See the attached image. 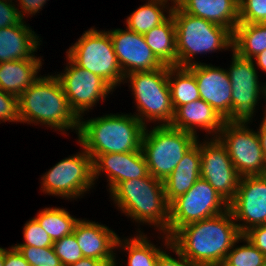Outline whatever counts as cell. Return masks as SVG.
Here are the masks:
<instances>
[{
	"mask_svg": "<svg viewBox=\"0 0 266 266\" xmlns=\"http://www.w3.org/2000/svg\"><path fill=\"white\" fill-rule=\"evenodd\" d=\"M4 265V249L0 247V266Z\"/></svg>",
	"mask_w": 266,
	"mask_h": 266,
	"instance_id": "obj_45",
	"label": "cell"
},
{
	"mask_svg": "<svg viewBox=\"0 0 266 266\" xmlns=\"http://www.w3.org/2000/svg\"><path fill=\"white\" fill-rule=\"evenodd\" d=\"M233 220L241 235L253 227L266 224V175L240 177L235 198L229 203ZM248 223V224H247Z\"/></svg>",
	"mask_w": 266,
	"mask_h": 266,
	"instance_id": "obj_15",
	"label": "cell"
},
{
	"mask_svg": "<svg viewBox=\"0 0 266 266\" xmlns=\"http://www.w3.org/2000/svg\"><path fill=\"white\" fill-rule=\"evenodd\" d=\"M3 266H30L20 252L13 246L11 249H4Z\"/></svg>",
	"mask_w": 266,
	"mask_h": 266,
	"instance_id": "obj_40",
	"label": "cell"
},
{
	"mask_svg": "<svg viewBox=\"0 0 266 266\" xmlns=\"http://www.w3.org/2000/svg\"><path fill=\"white\" fill-rule=\"evenodd\" d=\"M233 215L227 211L179 228L171 244L188 260L201 266H221L242 235Z\"/></svg>",
	"mask_w": 266,
	"mask_h": 266,
	"instance_id": "obj_1",
	"label": "cell"
},
{
	"mask_svg": "<svg viewBox=\"0 0 266 266\" xmlns=\"http://www.w3.org/2000/svg\"><path fill=\"white\" fill-rule=\"evenodd\" d=\"M168 84L174 110L200 98L195 76L186 67L168 66Z\"/></svg>",
	"mask_w": 266,
	"mask_h": 266,
	"instance_id": "obj_27",
	"label": "cell"
},
{
	"mask_svg": "<svg viewBox=\"0 0 266 266\" xmlns=\"http://www.w3.org/2000/svg\"><path fill=\"white\" fill-rule=\"evenodd\" d=\"M53 248L56 255L59 257L62 266L76 263L78 260L84 258L76 236L73 233L55 241L53 243Z\"/></svg>",
	"mask_w": 266,
	"mask_h": 266,
	"instance_id": "obj_33",
	"label": "cell"
},
{
	"mask_svg": "<svg viewBox=\"0 0 266 266\" xmlns=\"http://www.w3.org/2000/svg\"><path fill=\"white\" fill-rule=\"evenodd\" d=\"M232 55L233 62L227 71L232 85V121L248 122L255 112L260 92L266 97V86H259L253 60L242 58L234 51Z\"/></svg>",
	"mask_w": 266,
	"mask_h": 266,
	"instance_id": "obj_14",
	"label": "cell"
},
{
	"mask_svg": "<svg viewBox=\"0 0 266 266\" xmlns=\"http://www.w3.org/2000/svg\"><path fill=\"white\" fill-rule=\"evenodd\" d=\"M171 14L176 28L177 67L193 65L196 54L233 47V33L228 28L189 15L177 5Z\"/></svg>",
	"mask_w": 266,
	"mask_h": 266,
	"instance_id": "obj_5",
	"label": "cell"
},
{
	"mask_svg": "<svg viewBox=\"0 0 266 266\" xmlns=\"http://www.w3.org/2000/svg\"><path fill=\"white\" fill-rule=\"evenodd\" d=\"M186 67L197 81L200 98L209 103L225 121H232V85L222 68L195 63Z\"/></svg>",
	"mask_w": 266,
	"mask_h": 266,
	"instance_id": "obj_17",
	"label": "cell"
},
{
	"mask_svg": "<svg viewBox=\"0 0 266 266\" xmlns=\"http://www.w3.org/2000/svg\"><path fill=\"white\" fill-rule=\"evenodd\" d=\"M105 171L108 175L110 192L125 180L139 179L149 175L142 150L124 153L99 154L93 160V179ZM98 175V176H97Z\"/></svg>",
	"mask_w": 266,
	"mask_h": 266,
	"instance_id": "obj_18",
	"label": "cell"
},
{
	"mask_svg": "<svg viewBox=\"0 0 266 266\" xmlns=\"http://www.w3.org/2000/svg\"><path fill=\"white\" fill-rule=\"evenodd\" d=\"M145 125L134 115H106L79 121L78 140L94 160L99 154L141 150Z\"/></svg>",
	"mask_w": 266,
	"mask_h": 266,
	"instance_id": "obj_2",
	"label": "cell"
},
{
	"mask_svg": "<svg viewBox=\"0 0 266 266\" xmlns=\"http://www.w3.org/2000/svg\"><path fill=\"white\" fill-rule=\"evenodd\" d=\"M21 122L49 125L58 130L79 128V119L71 110L56 76L39 77L18 97Z\"/></svg>",
	"mask_w": 266,
	"mask_h": 266,
	"instance_id": "obj_3",
	"label": "cell"
},
{
	"mask_svg": "<svg viewBox=\"0 0 266 266\" xmlns=\"http://www.w3.org/2000/svg\"><path fill=\"white\" fill-rule=\"evenodd\" d=\"M223 205V207H222ZM229 209V204L204 179L199 178L184 194L169 206V238L181 227L219 215Z\"/></svg>",
	"mask_w": 266,
	"mask_h": 266,
	"instance_id": "obj_9",
	"label": "cell"
},
{
	"mask_svg": "<svg viewBox=\"0 0 266 266\" xmlns=\"http://www.w3.org/2000/svg\"><path fill=\"white\" fill-rule=\"evenodd\" d=\"M69 65L65 73L58 74L71 110L80 119L81 114L94 106L101 98L113 91L112 87L100 76L77 66L68 56Z\"/></svg>",
	"mask_w": 266,
	"mask_h": 266,
	"instance_id": "obj_12",
	"label": "cell"
},
{
	"mask_svg": "<svg viewBox=\"0 0 266 266\" xmlns=\"http://www.w3.org/2000/svg\"><path fill=\"white\" fill-rule=\"evenodd\" d=\"M124 78H129L138 112L142 114L135 116L145 126L144 117L149 118L148 121H163L162 125L172 123L175 110L168 84V66L164 65L152 71L134 72L125 75Z\"/></svg>",
	"mask_w": 266,
	"mask_h": 266,
	"instance_id": "obj_7",
	"label": "cell"
},
{
	"mask_svg": "<svg viewBox=\"0 0 266 266\" xmlns=\"http://www.w3.org/2000/svg\"><path fill=\"white\" fill-rule=\"evenodd\" d=\"M239 23H266V0H239Z\"/></svg>",
	"mask_w": 266,
	"mask_h": 266,
	"instance_id": "obj_34",
	"label": "cell"
},
{
	"mask_svg": "<svg viewBox=\"0 0 266 266\" xmlns=\"http://www.w3.org/2000/svg\"><path fill=\"white\" fill-rule=\"evenodd\" d=\"M73 234L76 236L83 256L105 261L109 266H116L113 249L123 247L115 232L104 225L85 220H78Z\"/></svg>",
	"mask_w": 266,
	"mask_h": 266,
	"instance_id": "obj_19",
	"label": "cell"
},
{
	"mask_svg": "<svg viewBox=\"0 0 266 266\" xmlns=\"http://www.w3.org/2000/svg\"><path fill=\"white\" fill-rule=\"evenodd\" d=\"M264 113H265V117L263 118V122H261L262 124L259 127L260 131H258L257 134L259 136L262 153L266 161V111Z\"/></svg>",
	"mask_w": 266,
	"mask_h": 266,
	"instance_id": "obj_43",
	"label": "cell"
},
{
	"mask_svg": "<svg viewBox=\"0 0 266 266\" xmlns=\"http://www.w3.org/2000/svg\"><path fill=\"white\" fill-rule=\"evenodd\" d=\"M0 120L20 122L18 116V98L0 89Z\"/></svg>",
	"mask_w": 266,
	"mask_h": 266,
	"instance_id": "obj_36",
	"label": "cell"
},
{
	"mask_svg": "<svg viewBox=\"0 0 266 266\" xmlns=\"http://www.w3.org/2000/svg\"><path fill=\"white\" fill-rule=\"evenodd\" d=\"M198 143L196 141L183 155L173 172L164 181L165 197L169 205L184 195L200 178L201 155Z\"/></svg>",
	"mask_w": 266,
	"mask_h": 266,
	"instance_id": "obj_22",
	"label": "cell"
},
{
	"mask_svg": "<svg viewBox=\"0 0 266 266\" xmlns=\"http://www.w3.org/2000/svg\"><path fill=\"white\" fill-rule=\"evenodd\" d=\"M177 6L189 15L228 28L239 24V0H180Z\"/></svg>",
	"mask_w": 266,
	"mask_h": 266,
	"instance_id": "obj_21",
	"label": "cell"
},
{
	"mask_svg": "<svg viewBox=\"0 0 266 266\" xmlns=\"http://www.w3.org/2000/svg\"><path fill=\"white\" fill-rule=\"evenodd\" d=\"M40 59H21L0 63V89L17 98L31 86L38 77Z\"/></svg>",
	"mask_w": 266,
	"mask_h": 266,
	"instance_id": "obj_24",
	"label": "cell"
},
{
	"mask_svg": "<svg viewBox=\"0 0 266 266\" xmlns=\"http://www.w3.org/2000/svg\"><path fill=\"white\" fill-rule=\"evenodd\" d=\"M35 219L50 235L53 242L72 234L75 224L79 220L72 217L63 208H45Z\"/></svg>",
	"mask_w": 266,
	"mask_h": 266,
	"instance_id": "obj_28",
	"label": "cell"
},
{
	"mask_svg": "<svg viewBox=\"0 0 266 266\" xmlns=\"http://www.w3.org/2000/svg\"><path fill=\"white\" fill-rule=\"evenodd\" d=\"M67 266H109L105 261L95 258L84 257L78 260L76 263Z\"/></svg>",
	"mask_w": 266,
	"mask_h": 266,
	"instance_id": "obj_42",
	"label": "cell"
},
{
	"mask_svg": "<svg viewBox=\"0 0 266 266\" xmlns=\"http://www.w3.org/2000/svg\"><path fill=\"white\" fill-rule=\"evenodd\" d=\"M172 8L171 6L169 16L163 23L143 34L146 44L156 58L163 65L170 67L177 66L176 28L171 14Z\"/></svg>",
	"mask_w": 266,
	"mask_h": 266,
	"instance_id": "obj_25",
	"label": "cell"
},
{
	"mask_svg": "<svg viewBox=\"0 0 266 266\" xmlns=\"http://www.w3.org/2000/svg\"><path fill=\"white\" fill-rule=\"evenodd\" d=\"M166 245L170 246L173 251H175L176 255L179 257L180 260H176L173 257L166 254V252L162 251L157 260L156 266H201L199 264L193 263L184 257L172 244L170 238L167 236L165 239Z\"/></svg>",
	"mask_w": 266,
	"mask_h": 266,
	"instance_id": "obj_38",
	"label": "cell"
},
{
	"mask_svg": "<svg viewBox=\"0 0 266 266\" xmlns=\"http://www.w3.org/2000/svg\"><path fill=\"white\" fill-rule=\"evenodd\" d=\"M164 2L167 3L163 0H149L147 4L140 6L127 18V28L138 34H145L163 23L168 18L162 11L163 7L165 8Z\"/></svg>",
	"mask_w": 266,
	"mask_h": 266,
	"instance_id": "obj_29",
	"label": "cell"
},
{
	"mask_svg": "<svg viewBox=\"0 0 266 266\" xmlns=\"http://www.w3.org/2000/svg\"><path fill=\"white\" fill-rule=\"evenodd\" d=\"M196 141L197 136L171 125L160 124L149 133L145 127L141 150L149 174L164 182Z\"/></svg>",
	"mask_w": 266,
	"mask_h": 266,
	"instance_id": "obj_6",
	"label": "cell"
},
{
	"mask_svg": "<svg viewBox=\"0 0 266 266\" xmlns=\"http://www.w3.org/2000/svg\"><path fill=\"white\" fill-rule=\"evenodd\" d=\"M217 136L210 142L199 144L200 178L206 180L229 204L236 196L240 176Z\"/></svg>",
	"mask_w": 266,
	"mask_h": 266,
	"instance_id": "obj_13",
	"label": "cell"
},
{
	"mask_svg": "<svg viewBox=\"0 0 266 266\" xmlns=\"http://www.w3.org/2000/svg\"><path fill=\"white\" fill-rule=\"evenodd\" d=\"M246 245L230 250L221 266H261L266 261V256L257 249L251 241L242 235Z\"/></svg>",
	"mask_w": 266,
	"mask_h": 266,
	"instance_id": "obj_31",
	"label": "cell"
},
{
	"mask_svg": "<svg viewBox=\"0 0 266 266\" xmlns=\"http://www.w3.org/2000/svg\"><path fill=\"white\" fill-rule=\"evenodd\" d=\"M30 266H62L53 246L34 247L29 245L14 246Z\"/></svg>",
	"mask_w": 266,
	"mask_h": 266,
	"instance_id": "obj_32",
	"label": "cell"
},
{
	"mask_svg": "<svg viewBox=\"0 0 266 266\" xmlns=\"http://www.w3.org/2000/svg\"><path fill=\"white\" fill-rule=\"evenodd\" d=\"M108 32L124 76L134 72L152 71L164 66L146 44L143 34L128 28Z\"/></svg>",
	"mask_w": 266,
	"mask_h": 266,
	"instance_id": "obj_16",
	"label": "cell"
},
{
	"mask_svg": "<svg viewBox=\"0 0 266 266\" xmlns=\"http://www.w3.org/2000/svg\"><path fill=\"white\" fill-rule=\"evenodd\" d=\"M163 1L168 2V0H163ZM171 1H173L174 6H176L180 2V0H171Z\"/></svg>",
	"mask_w": 266,
	"mask_h": 266,
	"instance_id": "obj_46",
	"label": "cell"
},
{
	"mask_svg": "<svg viewBox=\"0 0 266 266\" xmlns=\"http://www.w3.org/2000/svg\"><path fill=\"white\" fill-rule=\"evenodd\" d=\"M23 235L25 243L18 245L50 247L53 246L54 243L50 235L42 228L35 218L25 224Z\"/></svg>",
	"mask_w": 266,
	"mask_h": 266,
	"instance_id": "obj_35",
	"label": "cell"
},
{
	"mask_svg": "<svg viewBox=\"0 0 266 266\" xmlns=\"http://www.w3.org/2000/svg\"><path fill=\"white\" fill-rule=\"evenodd\" d=\"M38 42L37 35L23 22L1 28L0 63L21 59H39L33 55V52L38 48Z\"/></svg>",
	"mask_w": 266,
	"mask_h": 266,
	"instance_id": "obj_23",
	"label": "cell"
},
{
	"mask_svg": "<svg viewBox=\"0 0 266 266\" xmlns=\"http://www.w3.org/2000/svg\"><path fill=\"white\" fill-rule=\"evenodd\" d=\"M254 59L258 67L266 72V50L258 54Z\"/></svg>",
	"mask_w": 266,
	"mask_h": 266,
	"instance_id": "obj_44",
	"label": "cell"
},
{
	"mask_svg": "<svg viewBox=\"0 0 266 266\" xmlns=\"http://www.w3.org/2000/svg\"><path fill=\"white\" fill-rule=\"evenodd\" d=\"M67 56L80 68L104 79L113 89L124 80L109 32L85 31L69 48Z\"/></svg>",
	"mask_w": 266,
	"mask_h": 266,
	"instance_id": "obj_8",
	"label": "cell"
},
{
	"mask_svg": "<svg viewBox=\"0 0 266 266\" xmlns=\"http://www.w3.org/2000/svg\"><path fill=\"white\" fill-rule=\"evenodd\" d=\"M42 179V189L46 193L63 198L79 197L94 185L93 159L84 150L58 162Z\"/></svg>",
	"mask_w": 266,
	"mask_h": 266,
	"instance_id": "obj_11",
	"label": "cell"
},
{
	"mask_svg": "<svg viewBox=\"0 0 266 266\" xmlns=\"http://www.w3.org/2000/svg\"><path fill=\"white\" fill-rule=\"evenodd\" d=\"M246 124L247 121H225L217 138L226 147L240 177L266 175L259 136L247 129Z\"/></svg>",
	"mask_w": 266,
	"mask_h": 266,
	"instance_id": "obj_10",
	"label": "cell"
},
{
	"mask_svg": "<svg viewBox=\"0 0 266 266\" xmlns=\"http://www.w3.org/2000/svg\"><path fill=\"white\" fill-rule=\"evenodd\" d=\"M25 13L35 14L41 9L46 0H18Z\"/></svg>",
	"mask_w": 266,
	"mask_h": 266,
	"instance_id": "obj_41",
	"label": "cell"
},
{
	"mask_svg": "<svg viewBox=\"0 0 266 266\" xmlns=\"http://www.w3.org/2000/svg\"><path fill=\"white\" fill-rule=\"evenodd\" d=\"M232 50L250 60L265 51L266 23H239L233 32Z\"/></svg>",
	"mask_w": 266,
	"mask_h": 266,
	"instance_id": "obj_26",
	"label": "cell"
},
{
	"mask_svg": "<svg viewBox=\"0 0 266 266\" xmlns=\"http://www.w3.org/2000/svg\"><path fill=\"white\" fill-rule=\"evenodd\" d=\"M113 200L137 222L156 224L165 233L169 225V204L164 182L151 174L120 182L112 191Z\"/></svg>",
	"mask_w": 266,
	"mask_h": 266,
	"instance_id": "obj_4",
	"label": "cell"
},
{
	"mask_svg": "<svg viewBox=\"0 0 266 266\" xmlns=\"http://www.w3.org/2000/svg\"><path fill=\"white\" fill-rule=\"evenodd\" d=\"M225 120L206 101L201 98L181 105L175 110L172 127L189 132L196 136L194 128L200 127L209 133L217 134L222 129Z\"/></svg>",
	"mask_w": 266,
	"mask_h": 266,
	"instance_id": "obj_20",
	"label": "cell"
},
{
	"mask_svg": "<svg viewBox=\"0 0 266 266\" xmlns=\"http://www.w3.org/2000/svg\"><path fill=\"white\" fill-rule=\"evenodd\" d=\"M7 0H0V29L14 25L21 24L23 22V14L18 11L14 4H10Z\"/></svg>",
	"mask_w": 266,
	"mask_h": 266,
	"instance_id": "obj_37",
	"label": "cell"
},
{
	"mask_svg": "<svg viewBox=\"0 0 266 266\" xmlns=\"http://www.w3.org/2000/svg\"><path fill=\"white\" fill-rule=\"evenodd\" d=\"M124 246L128 250V266H156L158 256L162 252L149 243L145 235L124 240Z\"/></svg>",
	"mask_w": 266,
	"mask_h": 266,
	"instance_id": "obj_30",
	"label": "cell"
},
{
	"mask_svg": "<svg viewBox=\"0 0 266 266\" xmlns=\"http://www.w3.org/2000/svg\"><path fill=\"white\" fill-rule=\"evenodd\" d=\"M244 236L266 256V224L251 228Z\"/></svg>",
	"mask_w": 266,
	"mask_h": 266,
	"instance_id": "obj_39",
	"label": "cell"
}]
</instances>
